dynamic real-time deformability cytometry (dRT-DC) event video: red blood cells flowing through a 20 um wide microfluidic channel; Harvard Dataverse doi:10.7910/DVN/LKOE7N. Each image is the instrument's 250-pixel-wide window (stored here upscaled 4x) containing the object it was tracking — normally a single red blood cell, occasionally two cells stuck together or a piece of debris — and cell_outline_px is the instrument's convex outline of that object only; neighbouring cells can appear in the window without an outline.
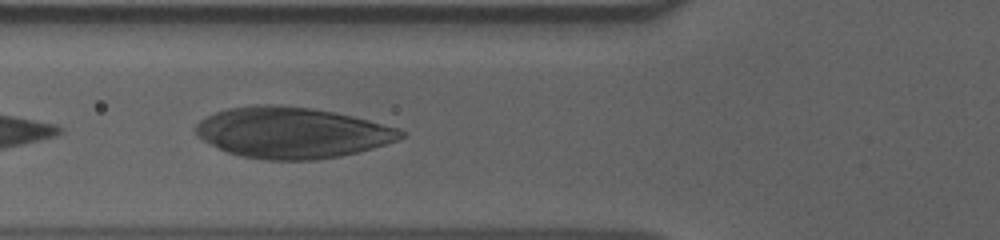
{"species": "human", "species_latin": "Homo sapiens", "temperature_condition": "cold", "stored_images_in_passage": 24, "camera_frame_rate_fps": 3000, "um_per_image_px": 0.085, "donor": {"sex": "male"}, "frame": {"image": 1, "passage_image": 4, "time_ms": 1.0, "image_size_px": [1000, 240], "cell_outline_px": [[408, 132], [404, 136], [396, 140], [372, 148], [340, 156], [316, 160], [264, 160], [240, 156], [228, 152], [196, 136], [192, 128], [200, 120], [216, 112], [228, 108], [252, 104], [280, 104], [312, 108], [352, 116], [400, 128]], "centroid_in_image_um": [24.8, 11.27], "position_along_channel_um": 101.0, "area_um2": 61.09}}